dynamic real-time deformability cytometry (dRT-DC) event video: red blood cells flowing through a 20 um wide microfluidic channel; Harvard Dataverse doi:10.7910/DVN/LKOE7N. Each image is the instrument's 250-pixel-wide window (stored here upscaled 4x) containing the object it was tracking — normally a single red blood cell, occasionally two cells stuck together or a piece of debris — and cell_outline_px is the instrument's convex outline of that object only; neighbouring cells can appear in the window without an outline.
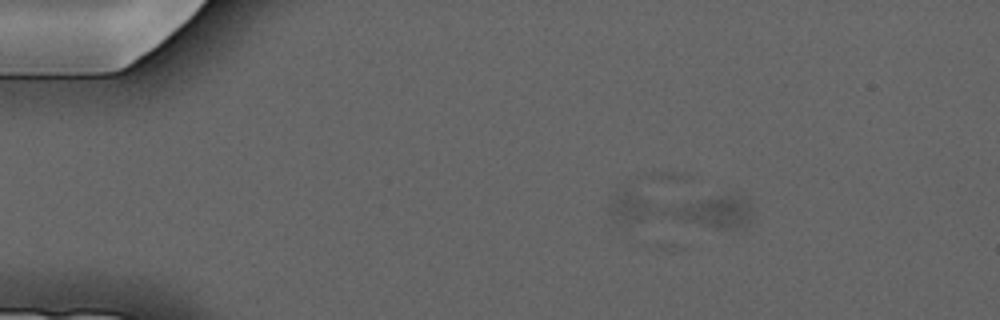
{"species": "common noctule bat (a hibernating species)", "species_latin": "Nyctalus noctula", "temperature_condition": "cold", "stored_images_in_passage": 10, "segment_of_instrument_passage": [1, 2], "camera_frame_rate_fps": 3000, "um_per_image_px": 0.085, "animal": {"sex": "male", "forearm_length_mm": 52.5}, "frame": {"image": 1, "passage_image": 3, "time_ms": 2.333, "image_size_px": [1000, 320], "cell_outline_px": [[752, 216], [748, 220], [736, 228], [716, 228], [620, 220], [608, 212], [608, 204], [616, 192], [624, 188], [628, 188], [736, 196], [752, 204]], "centroid_in_image_um": [57.8, 17.71], "position_along_channel_um": 27.2, "area_um2": 31.96}}